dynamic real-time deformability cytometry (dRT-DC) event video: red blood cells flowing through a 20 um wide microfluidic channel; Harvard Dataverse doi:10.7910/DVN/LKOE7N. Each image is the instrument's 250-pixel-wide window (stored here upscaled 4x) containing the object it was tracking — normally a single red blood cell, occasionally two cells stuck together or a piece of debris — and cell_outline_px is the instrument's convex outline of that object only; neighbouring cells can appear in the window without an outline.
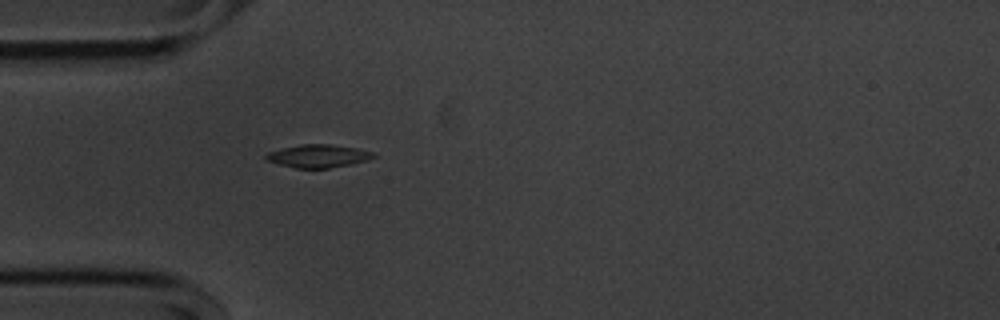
{"species": "common noctule bat (a hibernating species)", "species_latin": "Nyctalus noctula", "temperature_condition": "cold", "stored_images_in_passage": 40, "camera_frame_rate_fps": 3000, "um_per_image_px": 0.085, "animal": {"sex": "male", "body_mass_g": 20.1, "forearm_length_mm": 53.5}, "frame": {"image": 1, "passage_image": 1, "time_ms": 0.0, "image_size_px": [1000, 320], "cell_outline_px": [[376, 156], [368, 160], [352, 164], [328, 168], [296, 168], [280, 164], [268, 160], [264, 156], [268, 152], [300, 144], [328, 144], [356, 148], [372, 152]], "centroid_in_image_um": [27.06, 13.26], "position_along_channel_um": 57.9, "area_um2": 14.16}}
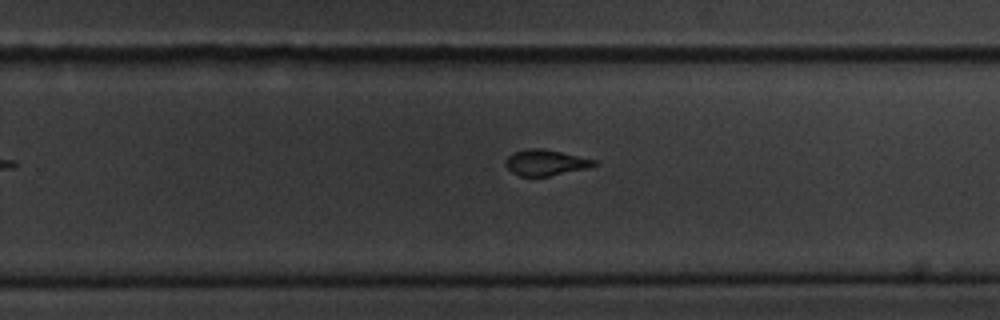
{"frame": {"image": 2, "passage_image": 20, "time_ms": 6.333, "image_size_px": [1000, 320], "cell_outline_px": [[596, 164], [588, 168], [548, 176], [520, 176], [512, 172], [504, 164], [508, 156], [516, 152], [528, 148], [540, 148], [560, 152], [596, 160]], "centroid_in_image_um": [46.35, 13.82], "position_along_channel_um": 283.4, "area_um2": 13.06}}
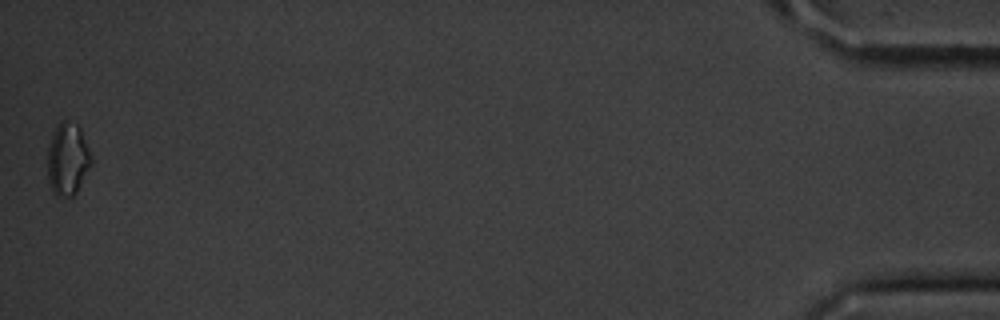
{"frame": {"image": 3, "passage_image": 40, "time_ms": 13.0, "image_size_px": [1000, 320], "cell_outline_px": [[92, 164], [76, 192], [72, 196], [56, 196], [52, 192], [48, 180], [48, 148], [52, 136], [56, 128], [64, 120], [76, 124], [80, 128], [92, 160]], "centroid_in_image_um": [5.74, 13.57], "position_along_channel_um": 429.5, "area_um2": 18.03}, "authors_computed_cell_mechanics": {"area_um2": 13.9876, "velocity_mm_per_s": 3.6026, "shape_relaxation_time_tau1_ms": 2.9984, "shape_relaxation_time_tau2_ms": null, "deformation_change_tau1": 0.1105, "deformation_change_tau2": null}}